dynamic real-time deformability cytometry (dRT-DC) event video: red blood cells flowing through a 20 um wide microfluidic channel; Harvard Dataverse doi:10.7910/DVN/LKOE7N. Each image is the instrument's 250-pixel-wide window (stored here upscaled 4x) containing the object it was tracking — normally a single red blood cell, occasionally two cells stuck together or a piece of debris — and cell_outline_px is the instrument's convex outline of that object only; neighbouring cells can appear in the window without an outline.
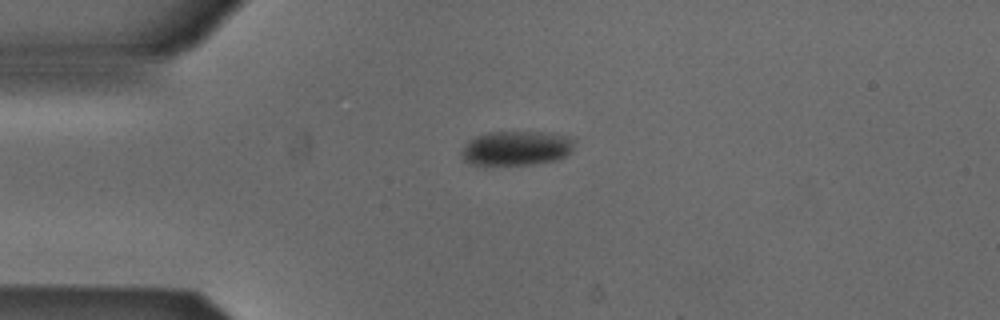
{"species": "Egyptian fruit bat (a non-hibernating species)", "species_latin": "Rousettus aegyptiacus", "temperature_condition": "cold", "stored_images_in_passage": 41, "camera_frame_rate_fps": 3000, "um_per_image_px": 0.085, "animal": {"sex": "male"}, "frame": {"image": 1, "passage_image": 1, "time_ms": 0.0, "image_size_px": [1000, 320], "cell_outline_px": [[576, 140], [572, 148], [564, 156], [556, 160], [532, 164], [472, 164], [464, 160], [460, 156], [460, 152], [468, 140], [476, 136], [488, 132], [544, 132], [568, 136]], "centroid_in_image_um": [43.87, 12.58], "position_along_channel_um": 41.1, "area_um2": 22.54}}
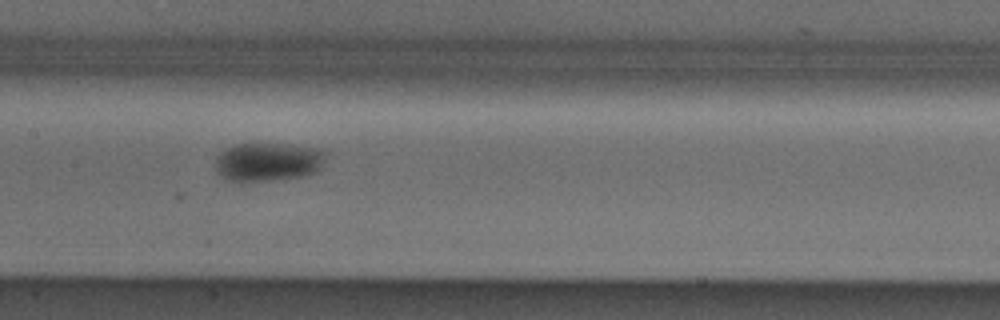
{"frame": {"image": 2, "passage_image": 14, "time_ms": 4.333, "image_size_px": [1000, 320], "cell_outline_px": [[328, 152], [316, 172], [300, 176], [272, 180], [228, 180], [216, 172], [216, 156], [220, 152], [236, 144], [256, 140], [316, 148]], "centroid_in_image_um": [22.76, 13.69], "position_along_channel_um": 184.6, "area_um2": 25.14}}
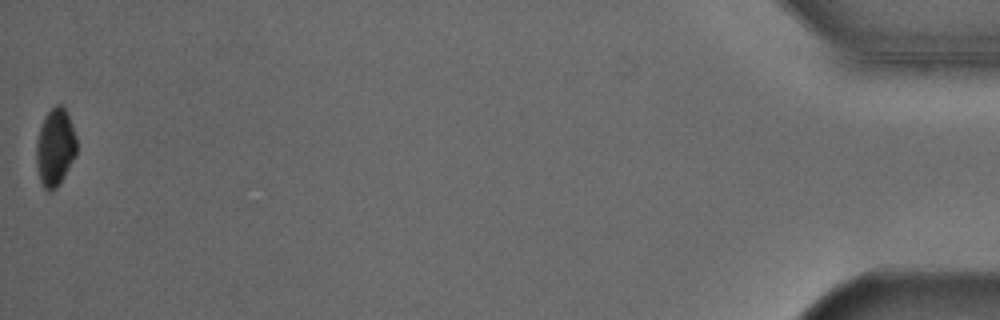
{"frame": {"image": 3, "passage_image": 41, "time_ms": 13.333, "image_size_px": [1000, 320], "cell_outline_px": [[76, 156], [60, 184], [52, 192], [48, 192], [44, 188], [40, 180], [36, 164], [36, 144], [40, 128], [44, 116], [56, 104], [60, 104], [64, 108], [68, 116], [76, 136]], "centroid_in_image_um": [4.68, 12.56], "position_along_channel_um": 430.5, "area_um2": 18.26}}